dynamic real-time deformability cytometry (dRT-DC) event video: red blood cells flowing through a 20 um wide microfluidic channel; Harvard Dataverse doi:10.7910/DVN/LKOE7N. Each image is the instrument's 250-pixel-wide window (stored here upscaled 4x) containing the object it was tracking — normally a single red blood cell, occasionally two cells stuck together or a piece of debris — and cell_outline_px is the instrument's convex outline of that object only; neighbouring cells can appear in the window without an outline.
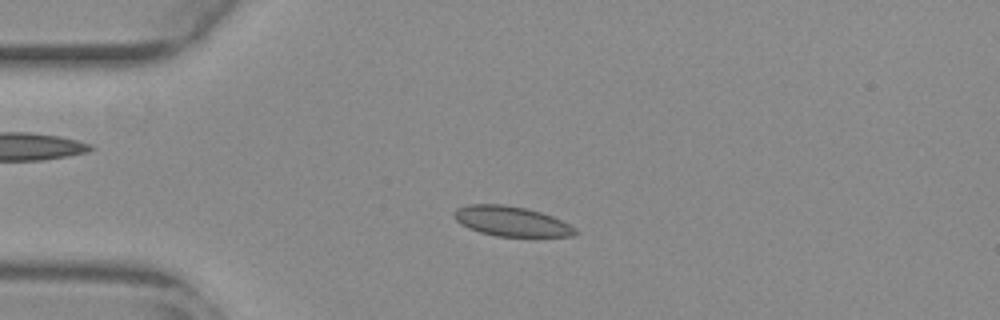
{"species": "common noctule bat (a hibernating species)", "species_latin": "Nyctalus noctula", "temperature_condition": "warm", "stored_images_in_passage": 51, "camera_frame_rate_fps": 3000, "um_per_image_px": 0.085, "animal": {"sex": "female", "body_mass_g": 29.2, "forearm_length_mm": 56.3}, "frame": {"image": 1, "passage_image": 11, "time_ms": 3.333, "image_size_px": [1000, 320], "cell_outline_px": [[580, 232], [572, 236], [496, 236], [480, 232], [468, 228], [460, 224], [452, 216], [452, 212], [456, 208], [468, 204], [504, 204], [524, 208], [540, 212], [552, 216], [576, 228]], "centroid_in_image_um": [43.42, 18.8], "position_along_channel_um": 41.6, "area_um2": 21.15}}
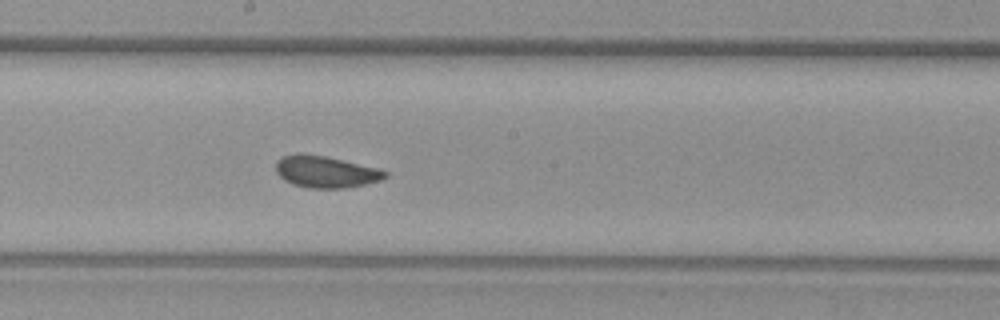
{"frame": {"image": 2, "passage_image": 27, "time_ms": 8.667, "image_size_px": [1000, 320], "cell_outline_px": [[388, 176], [380, 180], [364, 184], [344, 188], [308, 188], [292, 184], [284, 180], [276, 172], [276, 160], [284, 156], [296, 152], [300, 152], [324, 156], [344, 160], [376, 168], [388, 172]], "centroid_in_image_um": [27.64, 14.59], "position_along_channel_um": 220.6, "area_um2": 20.23}}
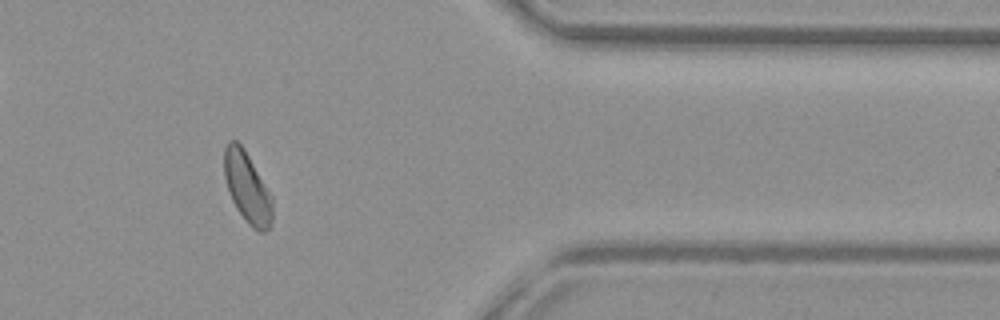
{"frame": {"image": 3, "passage_image": 42, "time_ms": 13.667, "image_size_px": [1000, 320], "cell_outline_px": [[272, 220], [268, 228], [264, 232], [260, 232], [252, 228], [248, 224], [236, 208], [232, 200], [224, 176], [224, 148], [228, 140], [236, 140], [244, 148], [272, 196]], "centroid_in_image_um": [21.0, 15.93], "position_along_channel_um": 390.4, "area_um2": 19.77}, "authors_computed_cell_mechanics": {"area_um2": 20.5768, "velocity_mm_per_s": 3.8571, "shape_relaxation_time_tau1_ms": 8.2226, "shape_relaxation_time_tau2_ms": 0.8345, "deformation_change_tau1": 0.1402, "deformation_change_tau2": 0.056}}